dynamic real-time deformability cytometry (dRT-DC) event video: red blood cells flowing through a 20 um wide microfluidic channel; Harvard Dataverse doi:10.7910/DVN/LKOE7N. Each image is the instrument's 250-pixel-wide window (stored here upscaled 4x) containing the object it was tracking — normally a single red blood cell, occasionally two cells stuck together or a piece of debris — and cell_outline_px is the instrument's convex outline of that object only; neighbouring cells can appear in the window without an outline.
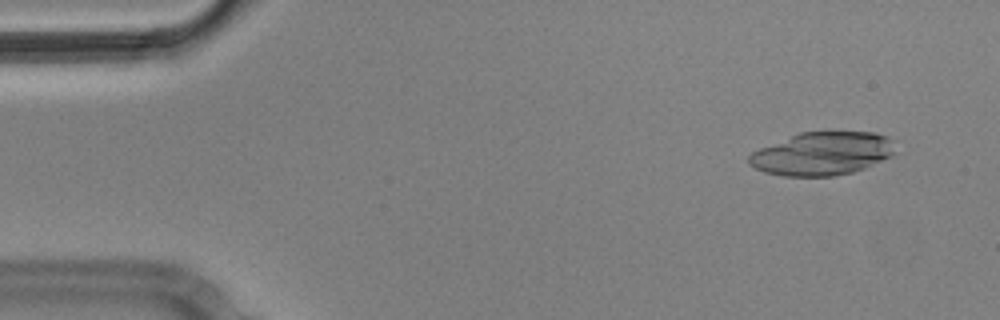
{"species": "Egyptian fruit bat (a non-hibernating species)", "species_latin": "Rousettus aegyptiacus", "temperature_condition": "cold", "stored_images_in_passage": 17, "camera_frame_rate_fps": 3000, "um_per_image_px": 0.085, "animal": {"sex": "male"}, "frame": {"image": 1, "passage_image": 3, "time_ms": 0.667, "image_size_px": [1000, 320], "cell_outline_px": [[896, 152], [892, 156], [864, 168], [852, 172], [832, 176], [784, 176], [764, 172], [748, 164], [748, 156], [752, 152], [760, 148], [800, 132], [876, 132], [888, 136], [896, 140]], "centroid_in_image_um": [69.95, 13.05], "position_along_channel_um": 15.1, "area_um2": 37.05}}
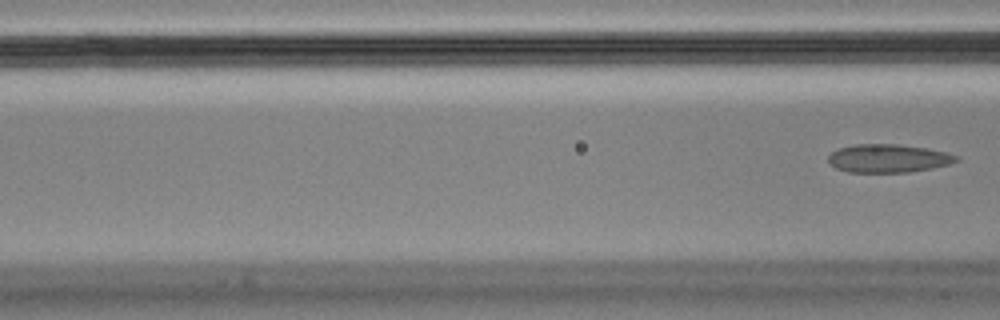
{"frame": {"image": 2, "passage_image": 17, "time_ms": 5.333, "image_size_px": [1000, 320], "cell_outline_px": [[960, 160], [948, 164], [932, 168], [908, 172], [848, 172], [836, 168], [828, 164], [828, 156], [836, 148], [852, 144], [896, 144], [928, 148], [960, 156]], "centroid_in_image_um": [75.47, 13.45], "position_along_channel_um": 91.1, "area_um2": 21.27}}